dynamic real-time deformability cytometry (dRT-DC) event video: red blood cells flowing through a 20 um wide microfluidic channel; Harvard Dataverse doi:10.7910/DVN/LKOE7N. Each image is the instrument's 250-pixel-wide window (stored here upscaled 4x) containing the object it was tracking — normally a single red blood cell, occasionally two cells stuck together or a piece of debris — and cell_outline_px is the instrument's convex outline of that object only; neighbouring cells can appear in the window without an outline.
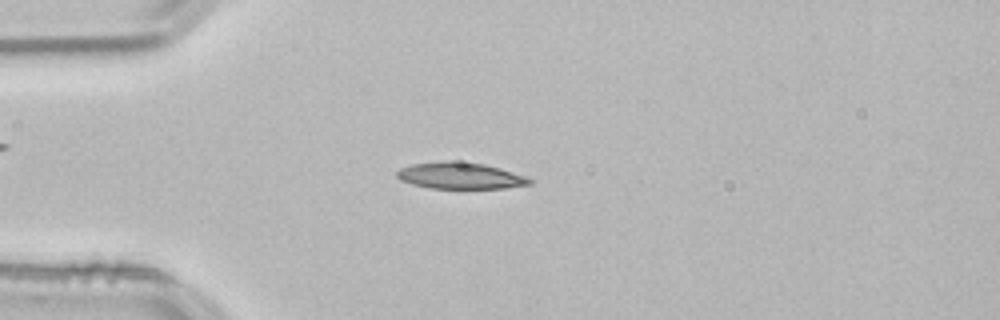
{"species": "common noctule bat (a hibernating species)", "species_latin": "Nyctalus noctula", "temperature_condition": "room temperature", "stored_images_in_passage": 47, "camera_frame_rate_fps": 3000, "um_per_image_px": 0.085, "animal": {"sex": "male", "body_mass_g": 21.5, "forearm_length_mm": 52.0}, "frame": {"image": 1, "passage_image": 11, "time_ms": 3.333, "image_size_px": [1000, 320], "cell_outline_px": [[532, 184], [504, 188], [428, 188], [412, 184], [400, 180], [396, 176], [396, 172], [400, 168], [412, 164], [444, 160], [484, 164], [500, 168], [524, 176], [532, 180]], "centroid_in_image_um": [39.07, 14.93], "position_along_channel_um": 45.9, "area_um2": 20.4}}
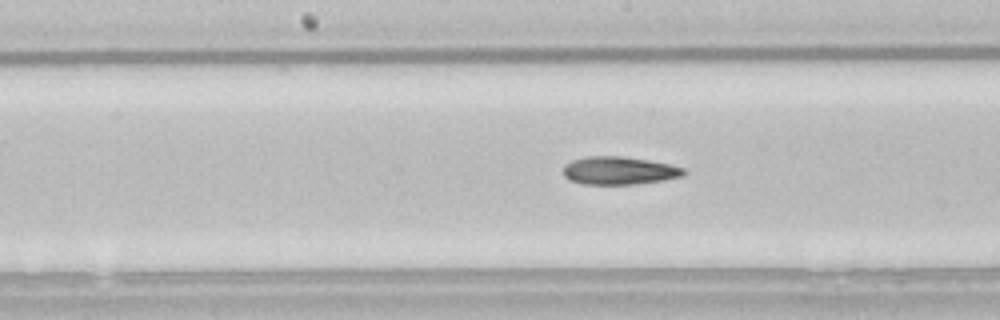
{"frame": {"image": 2, "passage_image": 24, "time_ms": 7.667, "image_size_px": [1000, 320], "cell_outline_px": [[688, 172], [684, 176], [664, 180], [636, 184], [580, 184], [568, 180], [564, 176], [564, 164], [572, 160], [588, 156], [620, 156], [648, 160], [668, 164], [684, 168]], "centroid_in_image_um": [52.62, 14.51], "position_along_channel_um": 195.6, "area_um2": 19.77}}
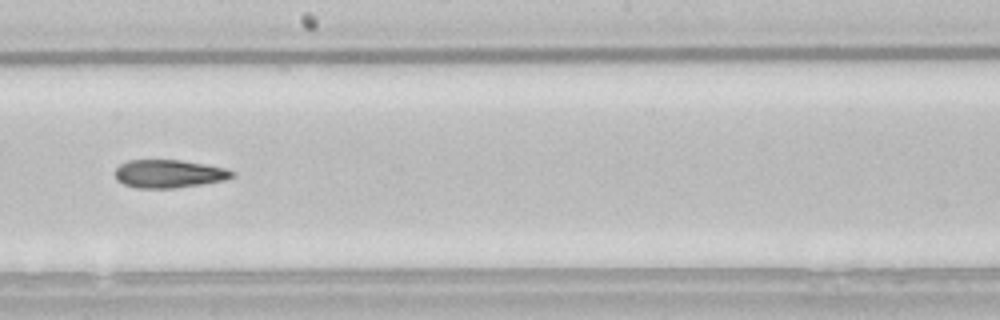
{"frame": {"image": 3, "passage_image": 27, "time_ms": 8.667, "image_size_px": [1000, 320], "cell_outline_px": [[236, 176], [224, 180], [204, 184], [172, 188], [136, 188], [124, 184], [116, 180], [116, 168], [120, 164], [128, 160], [180, 160], [204, 164], [224, 168], [236, 172]], "centroid_in_image_um": [14.37, 14.77], "position_along_channel_um": 233.8, "area_um2": 19.19}, "authors_computed_cell_mechanics": {"area_um2": 19.5942, "velocity_mm_per_s": 3.8317, "shape_relaxation_time_tau1_ms": null, "shape_relaxation_time_tau2_ms": 3.736, "deformation_change_tau1": null, "deformation_change_tau2": 0.1261}}